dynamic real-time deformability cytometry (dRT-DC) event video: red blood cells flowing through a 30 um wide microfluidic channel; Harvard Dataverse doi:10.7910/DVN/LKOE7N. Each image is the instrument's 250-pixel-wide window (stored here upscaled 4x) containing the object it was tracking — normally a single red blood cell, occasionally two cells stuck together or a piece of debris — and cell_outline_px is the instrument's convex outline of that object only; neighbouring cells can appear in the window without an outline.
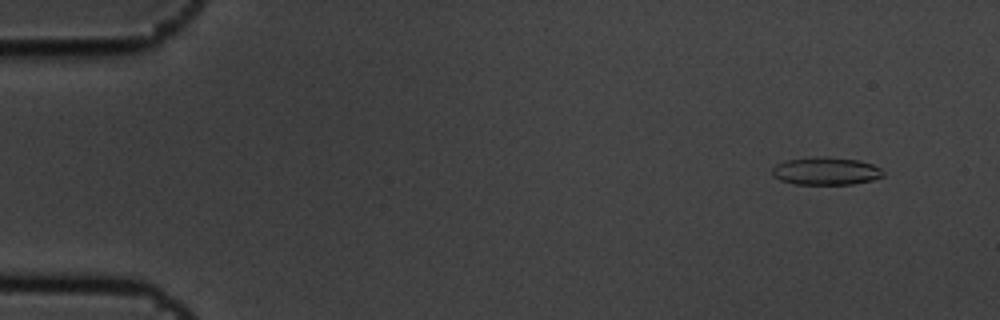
{"species": "common noctule bat (a hibernating species)", "species_latin": "Nyctalus noctula", "temperature_condition": "cold", "stored_images_in_passage": 6, "camera_frame_rate_fps": 3000, "um_per_image_px": 0.085, "animal": {"sex": "male", "body_mass_g": 19.5, "forearm_length_mm": 54.6}, "frame": {"image": 1, "passage_image": 2, "time_ms": 0.333, "image_size_px": [1000, 320], "cell_outline_px": [[884, 176], [872, 180], [852, 184], [796, 184], [780, 180], [772, 176], [772, 168], [776, 164], [784, 160], [812, 156], [828, 156], [860, 160], [872, 164], [880, 168], [884, 172]], "centroid_in_image_um": [70.18, 14.52], "position_along_channel_um": 14.8, "area_um2": 18.26}}
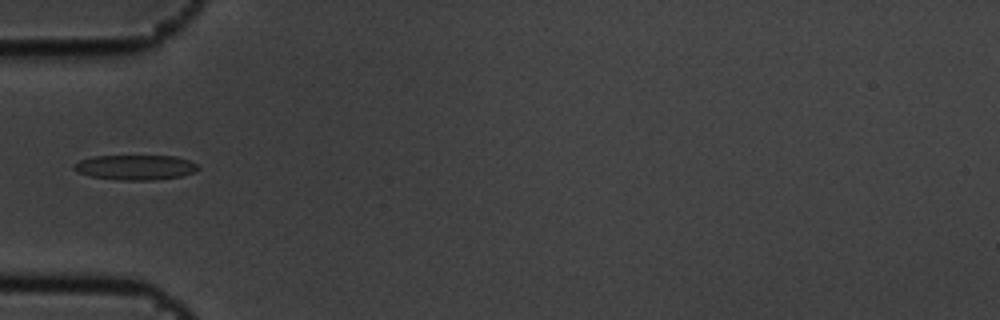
{"frame": {"image": 2, "passage_image": 6, "time_ms": 1.667, "image_size_px": [1000, 320], "cell_outline_px": [[200, 168], [196, 172], [180, 176], [156, 180], [120, 180], [92, 176], [76, 172], [72, 168], [72, 164], [80, 160], [92, 156], [176, 156], [188, 160], [196, 164]], "centroid_in_image_um": [11.49, 14.22], "position_along_channel_um": 73.5, "area_um2": 18.15}}